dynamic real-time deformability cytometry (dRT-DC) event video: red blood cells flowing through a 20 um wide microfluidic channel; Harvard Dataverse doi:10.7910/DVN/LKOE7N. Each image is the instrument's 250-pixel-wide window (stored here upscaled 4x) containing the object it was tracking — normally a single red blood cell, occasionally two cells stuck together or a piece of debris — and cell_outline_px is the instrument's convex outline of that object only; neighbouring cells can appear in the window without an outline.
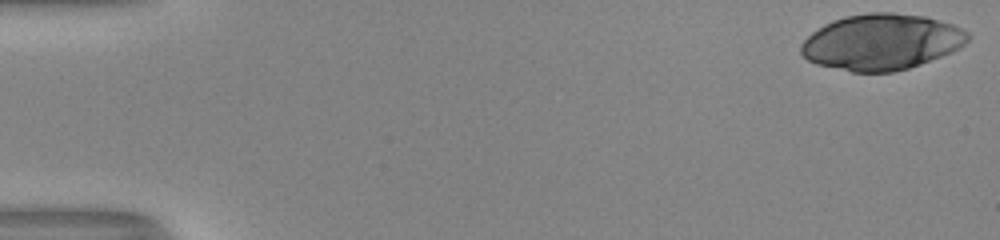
{"species": "human", "species_latin": "Homo sapiens", "temperature_condition": "room temperature", "stored_images_in_passage": 52, "camera_frame_rate_fps": 3000, "um_per_image_px": 0.085, "donor": {"sex": "male"}, "frame": {"image": 1, "passage_image": 1, "time_ms": 0.0, "image_size_px": [1000, 240], "cell_outline_px": [[972, 36], [964, 44], [940, 56], [920, 64], [908, 68], [892, 72], [852, 72], [816, 64], [808, 60], [800, 52], [800, 44], [812, 32], [824, 24], [832, 20], [844, 16], [868, 12], [892, 12], [924, 16], [952, 24], [968, 32]], "centroid_in_image_um": [74.89, 3.56], "position_along_channel_um": 10.1, "area_um2": 54.22}}